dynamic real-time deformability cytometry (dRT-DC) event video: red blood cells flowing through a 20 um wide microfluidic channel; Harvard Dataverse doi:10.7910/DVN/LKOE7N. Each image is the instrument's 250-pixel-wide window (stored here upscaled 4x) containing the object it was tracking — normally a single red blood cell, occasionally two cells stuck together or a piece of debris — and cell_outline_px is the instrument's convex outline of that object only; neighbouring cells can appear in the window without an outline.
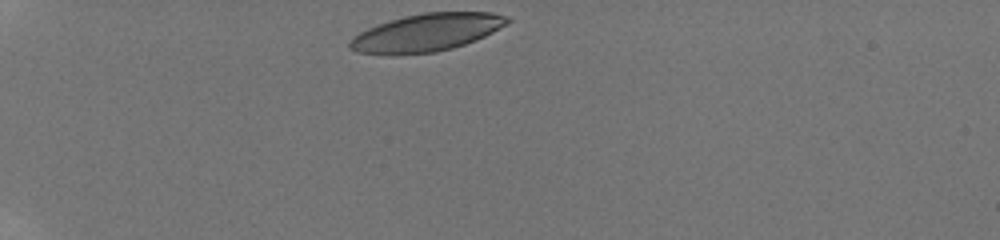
{"species": "human", "species_latin": "Homo sapiens", "temperature_condition": "room temperature", "stored_images_in_passage": 3, "camera_frame_rate_fps": 3000, "um_per_image_px": 0.085, "donor": {"sex": "male"}, "frame": {"image": 1, "passage_image": 1, "time_ms": 0.0, "image_size_px": [1000, 240], "cell_outline_px": [[512, 20], [508, 24], [476, 40], [452, 48], [436, 52], [356, 52], [348, 48], [348, 44], [352, 36], [368, 28], [404, 16], [424, 12], [492, 12], [508, 16]], "centroid_in_image_um": [36.34, 2.72], "position_along_channel_um": 48.7, "area_um2": 33.76}}
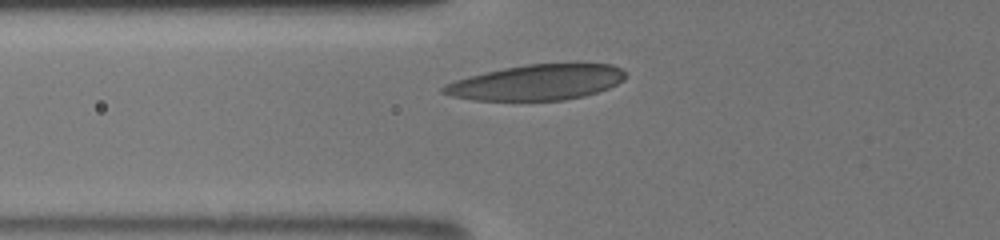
{"frame": {"image": 2, "passage_image": 3, "time_ms": 2.0, "image_size_px": [1000, 240], "cell_outline_px": [[628, 76], [624, 80], [608, 88], [584, 96], [564, 100], [472, 100], [452, 96], [440, 92], [440, 88], [444, 84], [468, 76], [504, 68], [528, 64], [612, 64], [620, 68]], "centroid_in_image_um": [45.61, 7.0], "position_along_channel_um": 80.2, "area_um2": 37.51}}